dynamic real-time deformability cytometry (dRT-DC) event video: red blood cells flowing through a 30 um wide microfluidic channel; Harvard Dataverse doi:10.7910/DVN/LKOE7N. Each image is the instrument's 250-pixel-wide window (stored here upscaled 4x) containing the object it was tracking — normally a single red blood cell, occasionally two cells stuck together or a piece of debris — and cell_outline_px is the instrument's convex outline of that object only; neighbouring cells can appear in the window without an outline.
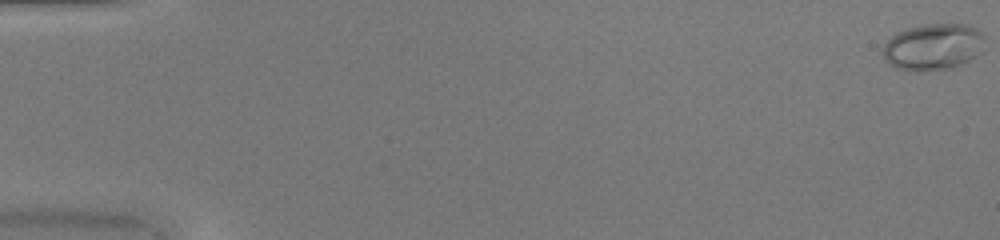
{"species": "common noctule bat (a hibernating species)", "species_latin": "Nyctalus noctula", "temperature_condition": "warm", "stored_images_in_passage": 50, "camera_frame_rate_fps": 3000, "um_per_image_px": 0.085, "animal": {"sex": "female", "body_mass_g": 20.0, "forearm_length_mm": 54.0}, "frame": {"image": 1, "passage_image": 1, "time_ms": 0.0, "image_size_px": [1000, 240], "cell_outline_px": [[984, 52], [952, 68], [920, 72], [912, 72], [896, 68], [888, 64], [884, 60], [884, 44], [896, 32], [908, 28], [924, 24], [968, 24], [984, 32]], "centroid_in_image_um": [79.34, 3.99], "position_along_channel_um": 5.7, "area_um2": 28.15}}
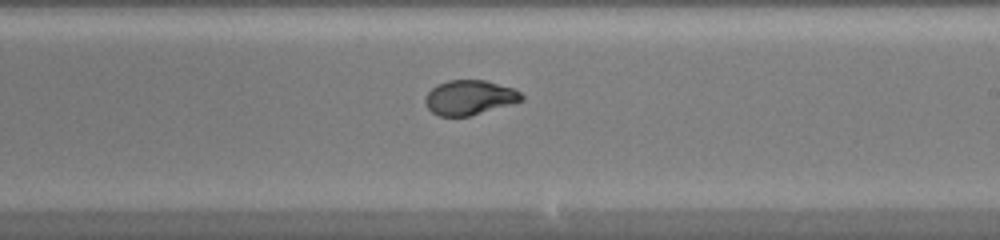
{"frame": {"image": 2, "passage_image": 31, "time_ms": 10.0, "image_size_px": [1000, 240], "cell_outline_px": [[524, 100], [468, 116], [440, 116], [432, 112], [428, 108], [424, 100], [428, 92], [436, 84], [448, 80], [484, 80], [516, 88], [524, 96]], "centroid_in_image_um": [39.91, 8.27], "position_along_channel_um": 249.1, "area_um2": 19.42}}
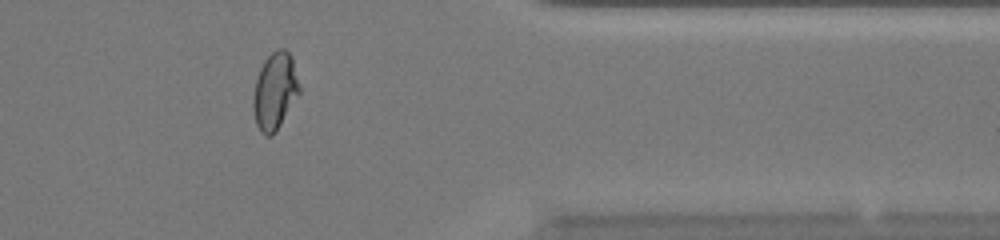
{"frame": {"image": 3, "passage_image": 42, "time_ms": 13.667, "image_size_px": [1000, 240], "cell_outline_px": [[300, 92], [276, 132], [272, 136], [264, 136], [260, 132], [256, 124], [252, 108], [252, 100], [256, 80], [260, 68], [264, 60], [276, 48], [284, 48], [292, 56], [300, 88]], "centroid_in_image_um": [23.35, 7.76], "position_along_channel_um": 388.0, "area_um2": 20.87}, "authors_computed_cell_mechanics": {"area_um2": 21.097, "velocity_mm_per_s": 4.1922, "shape_relaxation_time_tau1_ms": 8.4719, "shape_relaxation_time_tau2_ms": null, "deformation_change_tau1": 0.2885, "deformation_change_tau2": null}}